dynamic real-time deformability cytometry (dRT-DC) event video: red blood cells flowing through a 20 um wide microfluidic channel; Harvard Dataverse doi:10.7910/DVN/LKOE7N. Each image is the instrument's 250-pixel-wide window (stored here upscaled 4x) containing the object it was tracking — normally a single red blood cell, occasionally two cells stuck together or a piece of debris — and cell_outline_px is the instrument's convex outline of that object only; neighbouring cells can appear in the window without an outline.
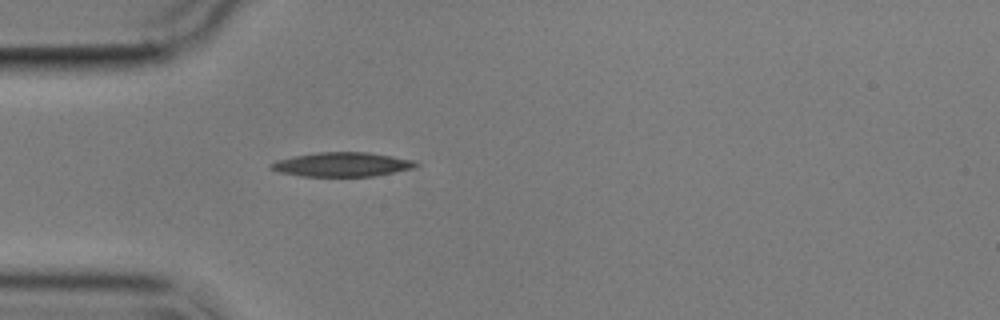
{"species": "common noctule bat (a hibernating species)", "species_latin": "Nyctalus noctula", "temperature_condition": "cold", "stored_images_in_passage": 2, "camera_frame_rate_fps": 3000, "um_per_image_px": 0.085, "animal": {"sex": "male", "body_mass_g": 17.9}, "frame": {"image": 1, "passage_image": 2, "time_ms": 1.0, "image_size_px": [1000, 320], "cell_outline_px": [[420, 164], [412, 168], [372, 176], [300, 176], [280, 172], [268, 168], [268, 164], [276, 160], [292, 156], [320, 152], [368, 152], [416, 160]], "centroid_in_image_um": [29.03, 13.97], "position_along_channel_um": 56.0, "area_um2": 20.46}}